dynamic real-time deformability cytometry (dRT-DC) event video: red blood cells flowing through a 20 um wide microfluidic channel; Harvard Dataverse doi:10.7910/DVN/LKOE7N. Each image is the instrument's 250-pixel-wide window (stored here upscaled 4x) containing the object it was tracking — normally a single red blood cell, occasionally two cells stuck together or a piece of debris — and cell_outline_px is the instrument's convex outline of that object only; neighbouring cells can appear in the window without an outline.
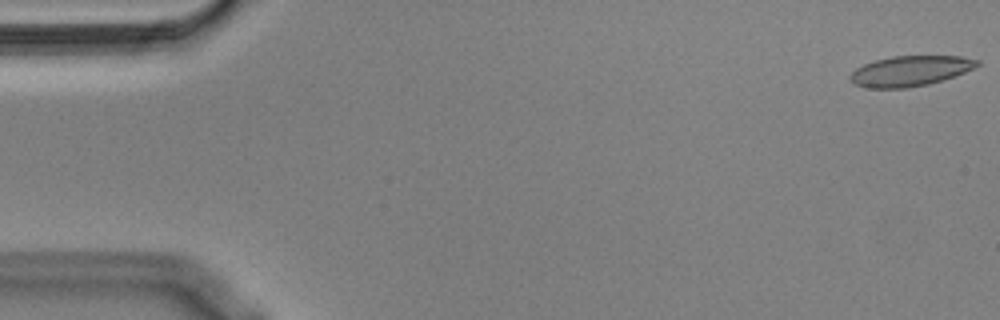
{"species": "Egyptian fruit bat (a non-hibernating species)", "species_latin": "Rousettus aegyptiacus", "temperature_condition": "cold", "stored_images_in_passage": 55, "camera_frame_rate_fps": 3000, "um_per_image_px": 0.085, "animal": {"sex": "male"}, "frame": {"image": 1, "passage_image": 1, "time_ms": 0.0, "image_size_px": [1000, 320], "cell_outline_px": [[980, 64], [964, 72], [944, 80], [928, 84], [908, 88], [864, 88], [848, 80], [848, 76], [856, 68], [864, 64], [876, 60], [892, 56], [960, 56], [980, 60]], "centroid_in_image_um": [77.33, 6.04], "position_along_channel_um": 7.7, "area_um2": 22.48}}
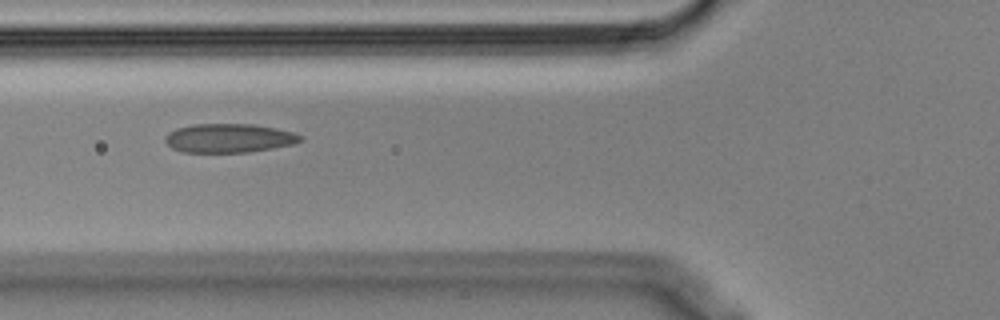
{"frame": {"image": 2, "passage_image": 20, "time_ms": 6.333, "image_size_px": [1000, 320], "cell_outline_px": [[304, 140], [292, 144], [272, 148], [248, 152], [184, 152], [172, 148], [164, 140], [164, 136], [168, 132], [176, 128], [192, 124], [252, 124], [276, 128], [292, 132], [304, 136]], "centroid_in_image_um": [19.45, 11.73], "position_along_channel_um": 106.3, "area_um2": 22.83}}
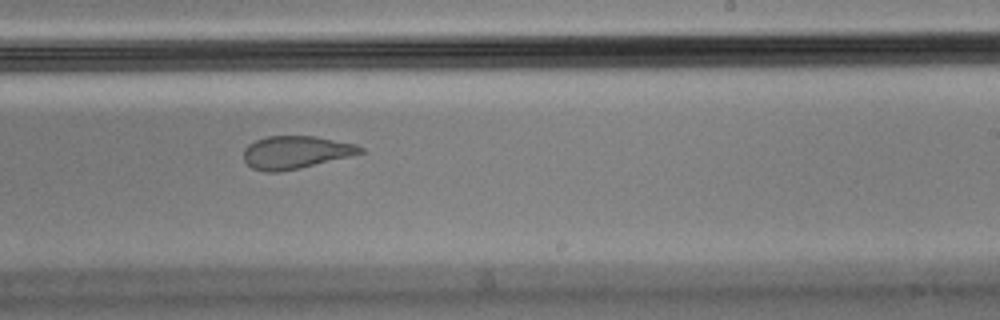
{"frame": {"image": 3, "passage_image": 33, "time_ms": 10.667, "image_size_px": [1000, 320], "cell_outline_px": [[364, 152], [300, 168], [280, 172], [264, 172], [252, 168], [244, 160], [244, 148], [248, 144], [256, 140], [268, 136], [316, 136], [356, 144], [364, 148]], "centroid_in_image_um": [25.11, 12.94], "position_along_channel_um": 263.9, "area_um2": 22.2}, "authors_computed_cell_mechanics": {"area_um2": 23.698, "velocity_mm_per_s": 3.6356, "shape_relaxation_time_tau1_ms": null, "shape_relaxation_time_tau2_ms": 1.5152, "deformation_change_tau1": null, "deformation_change_tau2": 0.0892}}